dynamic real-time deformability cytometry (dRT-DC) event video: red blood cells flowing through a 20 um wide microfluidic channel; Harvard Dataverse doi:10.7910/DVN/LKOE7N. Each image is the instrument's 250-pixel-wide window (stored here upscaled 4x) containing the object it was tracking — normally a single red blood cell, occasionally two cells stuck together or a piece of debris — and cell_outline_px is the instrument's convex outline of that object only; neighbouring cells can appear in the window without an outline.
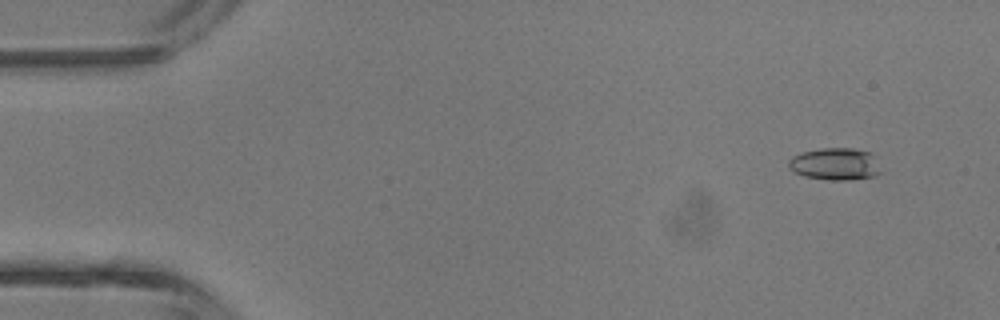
{"species": "common noctule bat (a hibernating species)", "species_latin": "Nyctalus noctula", "temperature_condition": "room temperature", "stored_images_in_passage": 6, "camera_frame_rate_fps": 3000, "um_per_image_px": 0.085, "animal": {"sex": "male", "body_mass_g": 13.3}, "frame": {"image": 1, "passage_image": 2, "time_ms": 1.0, "image_size_px": [1000, 320], "cell_outline_px": [[880, 172], [876, 176], [852, 180], [828, 180], [804, 176], [788, 168], [788, 160], [792, 156], [804, 152], [820, 148], [852, 148], [872, 152]], "centroid_in_image_um": [70.98, 13.94], "position_along_channel_um": 14.0, "area_um2": 17.34}}
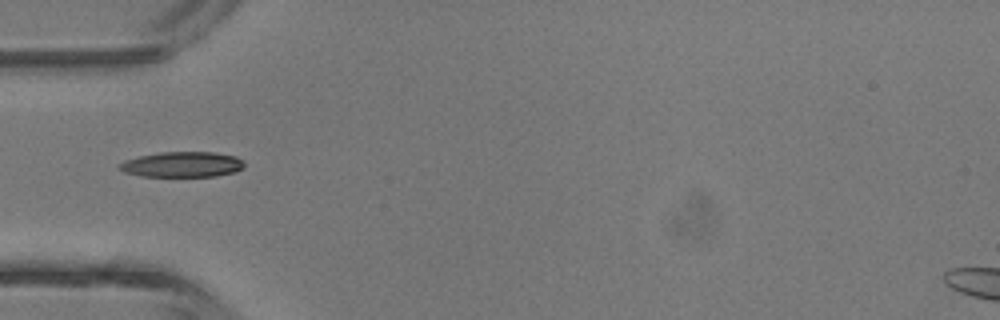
{"frame": {"image": 2, "passage_image": 5, "time_ms": 4.667, "image_size_px": [1000, 320], "cell_outline_px": [[244, 168], [236, 172], [216, 176], [140, 176], [124, 172], [116, 168], [116, 164], [124, 160], [140, 156], [160, 152], [212, 152], [236, 156], [244, 160]], "centroid_in_image_um": [15.47, 13.98], "position_along_channel_um": 69.5, "area_um2": 18.73}}
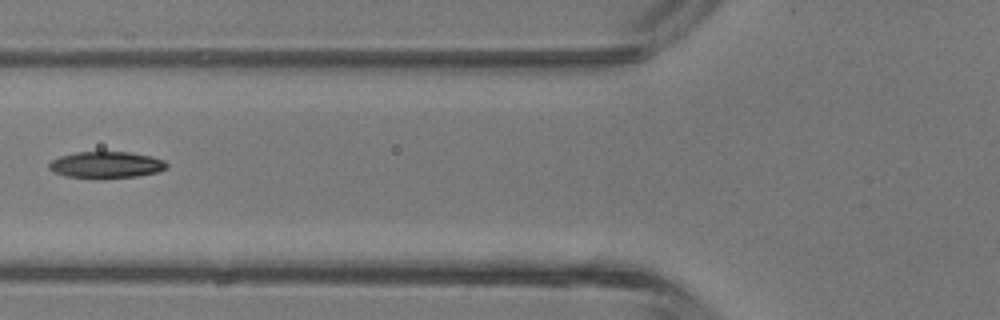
{"frame": {"image": 3, "passage_image": 6, "time_ms": 5.667, "image_size_px": [1000, 320], "cell_outline_px": [[168, 168], [156, 172], [136, 176], [64, 176], [52, 172], [48, 168], [48, 164], [52, 160], [60, 156], [76, 152], [128, 152], [152, 156], [164, 160], [168, 164]], "centroid_in_image_um": [9.03, 13.97], "position_along_channel_um": 116.8, "area_um2": 17.63}}